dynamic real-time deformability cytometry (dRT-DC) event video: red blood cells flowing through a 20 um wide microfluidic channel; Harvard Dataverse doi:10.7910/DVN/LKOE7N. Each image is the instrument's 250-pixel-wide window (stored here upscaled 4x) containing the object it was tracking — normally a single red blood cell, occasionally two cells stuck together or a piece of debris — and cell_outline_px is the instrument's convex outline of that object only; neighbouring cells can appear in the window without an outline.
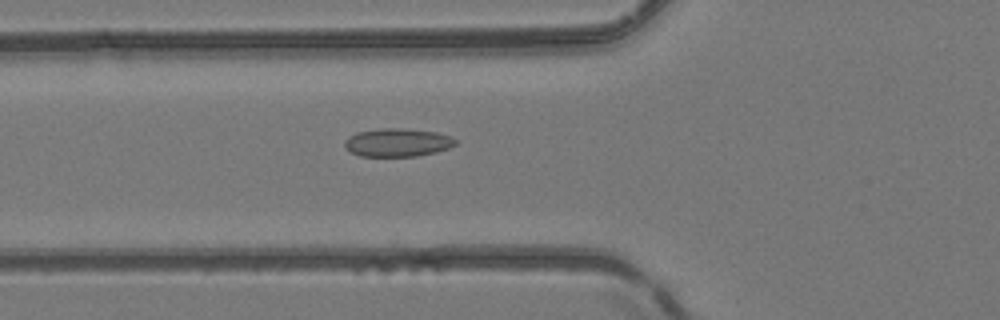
{"species": "common noctule bat (a hibernating species)", "species_latin": "Nyctalus noctula", "temperature_condition": "room temperature", "stored_images_in_passage": 46, "camera_frame_rate_fps": 3000, "um_per_image_px": 0.085, "animal": {"sex": "female", "body_mass_g": 24.6, "forearm_length_mm": 56.2}, "frame": {"image": 1, "passage_image": 19, "time_ms": 6.0, "image_size_px": [1000, 320], "cell_outline_px": [[456, 144], [448, 148], [436, 152], [416, 156], [360, 156], [352, 152], [344, 144], [344, 140], [348, 136], [356, 132], [380, 128], [404, 128], [436, 132], [452, 136], [456, 140]], "centroid_in_image_um": [33.79, 12.1], "position_along_channel_um": 92.0, "area_um2": 18.26}}
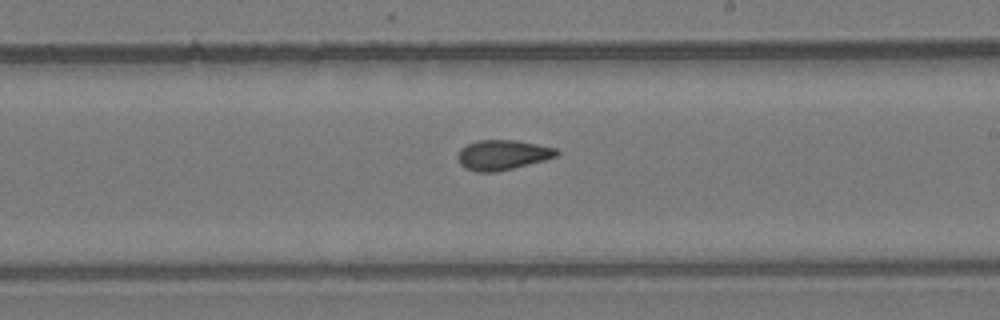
{"frame": {"image": 2, "passage_image": 30, "time_ms": 9.667, "image_size_px": [1000, 320], "cell_outline_px": [[560, 152], [556, 156], [544, 160], [496, 172], [476, 172], [464, 168], [460, 164], [456, 156], [460, 148], [476, 140], [516, 140], [556, 148]], "centroid_in_image_um": [42.67, 13.16], "position_along_channel_um": 246.3, "area_um2": 17.28}}
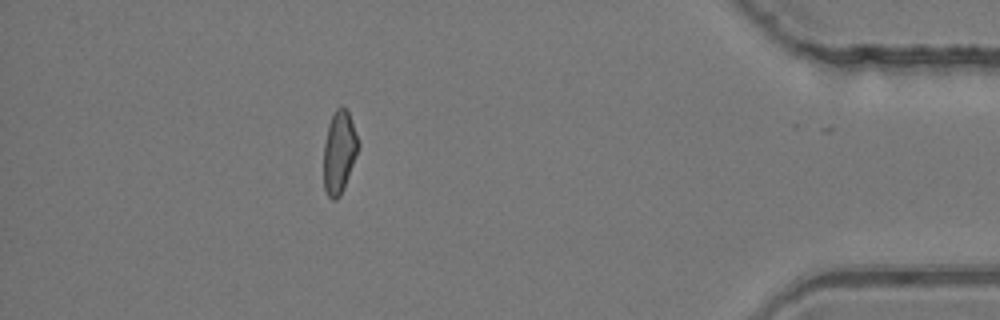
{"frame": {"image": 3, "passage_image": 45, "time_ms": 14.667, "image_size_px": [1000, 320], "cell_outline_px": [[360, 144], [344, 188], [340, 196], [336, 200], [332, 200], [328, 196], [324, 188], [324, 144], [328, 124], [336, 108], [340, 104], [348, 112]], "centroid_in_image_um": [28.82, 12.94], "position_along_channel_um": 406.4, "area_um2": 16.53}, "authors_computed_cell_mechanics": {"area_um2": 17.4845, "velocity_mm_per_s": 4.194, "shape_relaxation_time_tau1_ms": null, "shape_relaxation_time_tau2_ms": 2.2587, "deformation_change_tau1": null, "deformation_change_tau2": 0.0808}}